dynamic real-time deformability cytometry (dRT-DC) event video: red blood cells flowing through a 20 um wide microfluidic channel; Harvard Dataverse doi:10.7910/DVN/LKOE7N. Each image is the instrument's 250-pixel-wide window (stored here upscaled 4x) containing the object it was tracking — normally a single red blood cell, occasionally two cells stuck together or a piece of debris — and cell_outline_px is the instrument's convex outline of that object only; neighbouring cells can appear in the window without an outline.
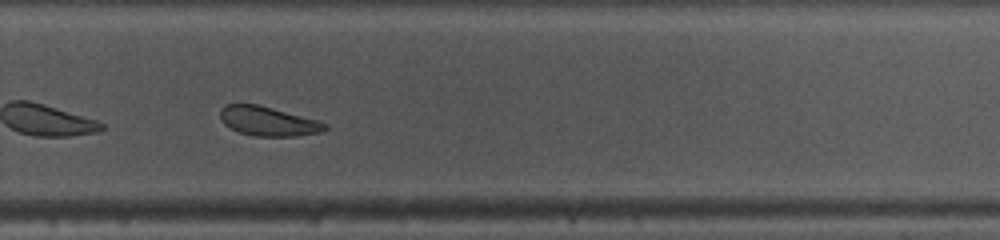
{"species": "common noctule bat (a hibernating species)", "species_latin": "Nyctalus noctula", "temperature_condition": "warm", "stored_images_in_passage": 36, "camera_frame_rate_fps": 3000, "um_per_image_px": 0.085, "animal": {"sex": "female", "body_mass_g": 10.0, "forearm_length_mm": 53.1}, "frame": {"image": 1, "passage_image": 21, "time_ms": 6.667, "image_size_px": [1000, 240], "cell_outline_px": [[328, 128], [320, 132], [296, 136], [252, 136], [240, 132], [224, 124], [220, 120], [220, 108], [224, 104], [256, 104], [272, 108], [316, 120], [328, 124]], "centroid_in_image_um": [22.75, 10.3], "position_along_channel_um": 307.0, "area_um2": 17.74}, "authors_computed_cell_mechanics": {"area_um2": 19.0451, "velocity_mm_per_s": 4.0884, "shape_relaxation_time_tau1_ms": 3.6071, "shape_relaxation_time_tau2_ms": 1.5695, "deformation_change_tau1": 0.1496, "deformation_change_tau2": 0.076}}